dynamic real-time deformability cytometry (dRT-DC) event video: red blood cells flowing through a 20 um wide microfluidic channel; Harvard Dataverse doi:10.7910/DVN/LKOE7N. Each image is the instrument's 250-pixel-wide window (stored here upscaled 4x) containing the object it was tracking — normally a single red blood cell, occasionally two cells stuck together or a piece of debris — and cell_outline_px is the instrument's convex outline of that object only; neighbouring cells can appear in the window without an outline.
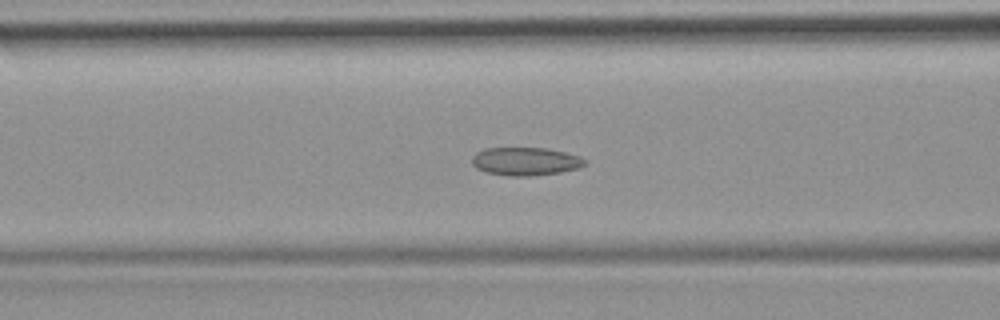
{"species": "common noctule bat (a hibernating species)", "species_latin": "Nyctalus noctula", "temperature_condition": "room temperature", "stored_images_in_passage": 37, "camera_frame_rate_fps": 3000, "um_per_image_px": 0.085, "animal": {"sex": "female", "body_mass_g": 19.9}, "frame": {"image": 1, "passage_image": 8, "time_ms": 2.333, "image_size_px": [1000, 320], "cell_outline_px": [[588, 164], [576, 168], [560, 172], [528, 176], [508, 176], [484, 172], [476, 168], [472, 164], [472, 156], [476, 152], [484, 148], [544, 148], [564, 152], [580, 156], [588, 160]], "centroid_in_image_um": [44.65, 13.71], "position_along_channel_um": 122.0, "area_um2": 18.61}}
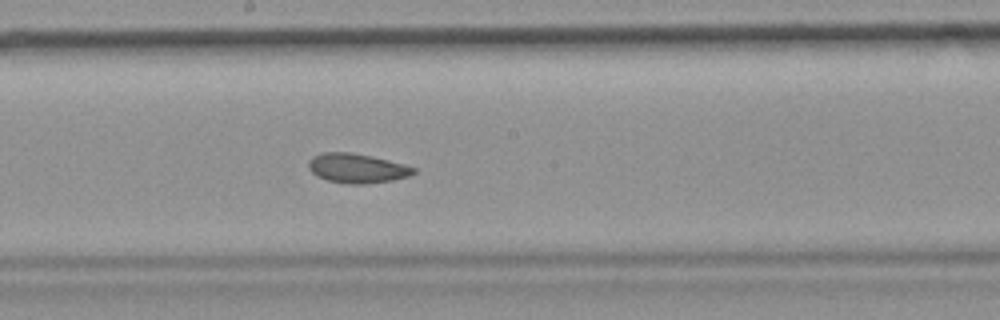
{"frame": {"image": 2, "passage_image": 15, "time_ms": 4.667, "image_size_px": [1000, 320], "cell_outline_px": [[416, 172], [408, 176], [392, 180], [364, 184], [348, 184], [328, 180], [316, 176], [308, 168], [308, 160], [312, 156], [320, 152], [352, 152], [388, 160], [404, 164], [416, 168]], "centroid_in_image_um": [30.31, 14.29], "position_along_channel_um": 217.9, "area_um2": 18.09}}
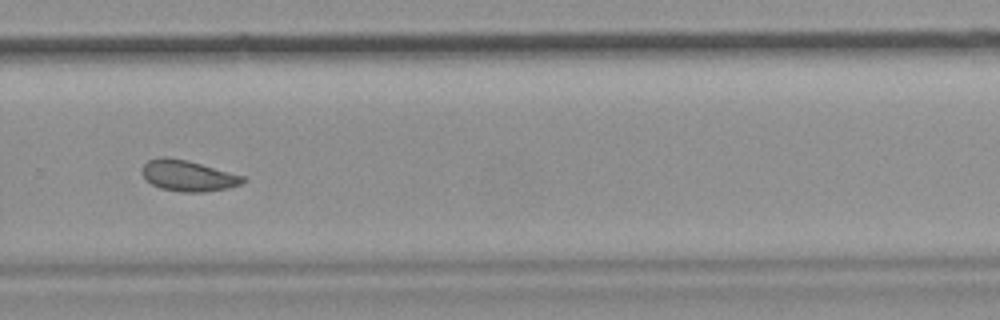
{"frame": {"image": 3, "passage_image": 22, "time_ms": 7.0, "image_size_px": [1000, 320], "cell_outline_px": [[248, 180], [240, 184], [228, 188], [204, 192], [180, 192], [160, 188], [144, 180], [140, 172], [140, 168], [148, 160], [160, 156], [168, 156], [188, 160], [244, 176]], "centroid_in_image_um": [15.93, 14.92], "position_along_channel_um": 313.9, "area_um2": 18.55}}